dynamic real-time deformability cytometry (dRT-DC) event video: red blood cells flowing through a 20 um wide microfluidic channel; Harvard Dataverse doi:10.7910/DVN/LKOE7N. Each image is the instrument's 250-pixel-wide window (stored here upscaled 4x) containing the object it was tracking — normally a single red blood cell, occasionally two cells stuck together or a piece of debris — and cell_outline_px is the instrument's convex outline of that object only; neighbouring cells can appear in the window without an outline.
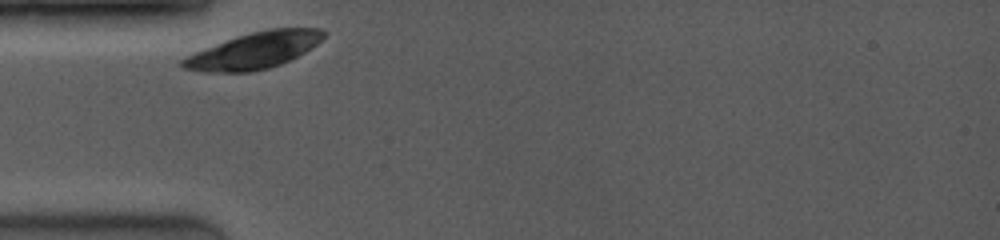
{"species": "common noctule bat (a hibernating species)", "species_latin": "Nyctalus noctula", "temperature_condition": "room temperature", "stored_images_in_passage": 38, "camera_frame_rate_fps": 4000, "um_per_image_px": 0.085, "animal": {"sex": "female", "body_mass_g": 19.0, "forearm_length_mm": 53.3}, "frame": {"image": 1, "passage_image": 1, "time_ms": 0.0, "image_size_px": [1000, 240], "cell_outline_px": [[324, 36], [316, 44], [304, 52], [280, 64], [268, 68], [248, 72], [204, 72], [184, 68], [180, 64], [180, 60], [196, 52], [236, 36], [268, 28], [320, 28], [324, 32]], "centroid_in_image_um": [21.59, 4.29], "position_along_channel_um": 63.4, "area_um2": 29.3}}
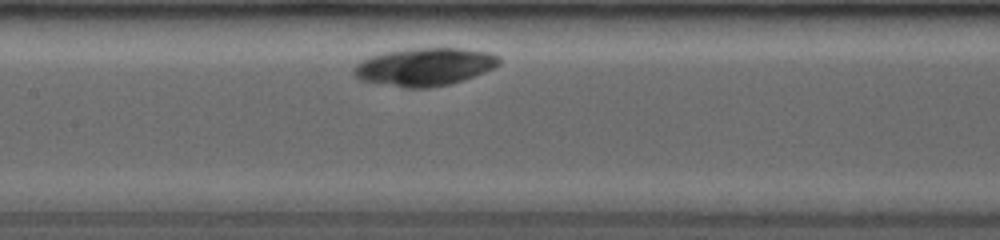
{"frame": {"image": 2, "passage_image": 13, "time_ms": 3.0, "image_size_px": [1000, 240], "cell_outline_px": [[500, 64], [484, 72], [448, 84], [428, 88], [408, 88], [360, 80], [356, 76], [356, 64], [372, 56], [384, 52], [408, 48], [460, 48], [492, 52], [500, 56]], "centroid_in_image_um": [36.14, 5.66], "position_along_channel_um": 171.3, "area_um2": 31.67}}
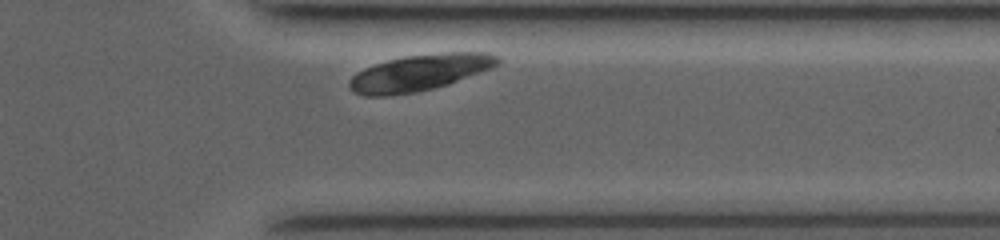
{"frame": {"image": 3, "passage_image": 35, "time_ms": 8.5, "image_size_px": [1000, 240], "cell_outline_px": [[500, 60], [496, 64], [488, 68], [448, 84], [416, 92], [388, 96], [364, 96], [356, 92], [348, 84], [348, 80], [356, 72], [364, 68], [388, 60], [404, 56], [448, 52], [488, 52], [500, 56]], "centroid_in_image_um": [35.62, 6.17], "position_along_channel_um": 375.8, "area_um2": 30.98}}